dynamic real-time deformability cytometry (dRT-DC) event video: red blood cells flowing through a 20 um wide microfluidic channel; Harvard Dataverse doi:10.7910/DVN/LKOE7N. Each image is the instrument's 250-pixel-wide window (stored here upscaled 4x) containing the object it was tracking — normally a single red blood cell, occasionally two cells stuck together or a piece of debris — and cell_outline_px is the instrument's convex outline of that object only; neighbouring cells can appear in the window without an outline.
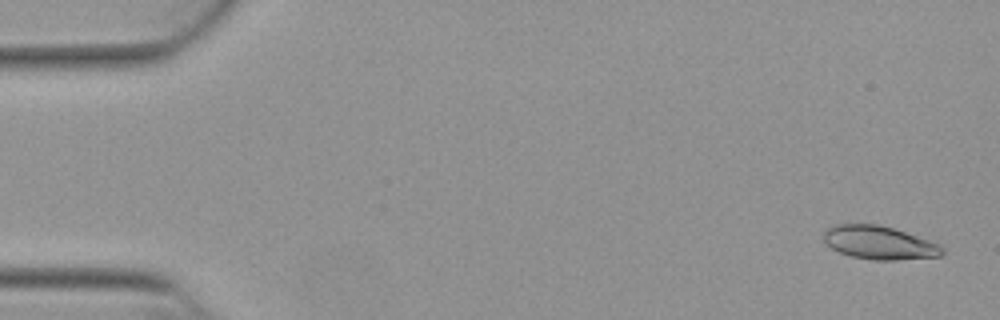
{"species": "Egyptian fruit bat (a non-hibernating species)", "species_latin": "Rousettus aegyptiacus", "temperature_condition": "warm", "stored_images_in_passage": 53, "camera_frame_rate_fps": 3000, "um_per_image_px": 0.085, "animal": {"sex": "female"}, "frame": {"image": 1, "passage_image": 2, "time_ms": 0.333, "image_size_px": [1000, 320], "cell_outline_px": [[944, 252], [940, 256], [896, 260], [872, 260], [852, 256], [840, 252], [832, 248], [824, 240], [824, 228], [832, 224], [880, 224], [940, 244], [944, 248]], "centroid_in_image_um": [74.71, 20.62], "position_along_channel_um": 10.3, "area_um2": 23.0}}
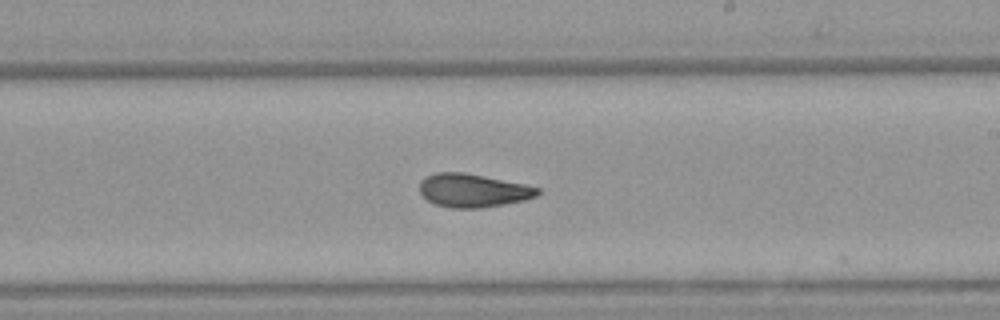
{"frame": {"image": 2, "passage_image": 31, "time_ms": 10.0, "image_size_px": [1000, 320], "cell_outline_px": [[540, 192], [536, 196], [524, 200], [504, 204], [480, 208], [452, 208], [436, 204], [428, 200], [420, 192], [420, 180], [424, 176], [436, 172], [464, 172], [524, 184], [540, 188]], "centroid_in_image_um": [40.18, 16.18], "position_along_channel_um": 248.8, "area_um2": 22.89}}
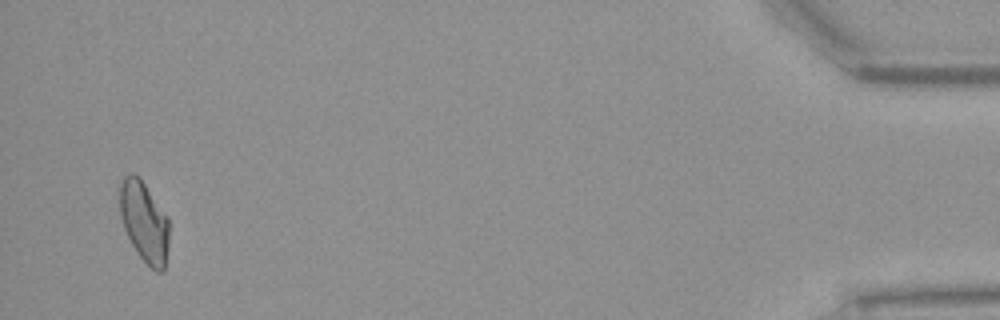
{"frame": {"image": 3, "passage_image": 51, "time_ms": 16.667, "image_size_px": [1000, 320], "cell_outline_px": [[168, 248], [164, 268], [160, 272], [156, 272], [140, 256], [132, 244], [124, 228], [120, 216], [120, 184], [124, 176], [132, 172], [140, 176], [168, 216]], "centroid_in_image_um": [12.26, 18.8], "position_along_channel_um": 422.9, "area_um2": 23.18}, "authors_computed_cell_mechanics": {"area_um2": 23.12, "velocity_mm_per_s": 3.8689, "shape_relaxation_time_tau1_ms": null, "shape_relaxation_time_tau2_ms": 2.501, "deformation_change_tau1": null, "deformation_change_tau2": 0.0963}}